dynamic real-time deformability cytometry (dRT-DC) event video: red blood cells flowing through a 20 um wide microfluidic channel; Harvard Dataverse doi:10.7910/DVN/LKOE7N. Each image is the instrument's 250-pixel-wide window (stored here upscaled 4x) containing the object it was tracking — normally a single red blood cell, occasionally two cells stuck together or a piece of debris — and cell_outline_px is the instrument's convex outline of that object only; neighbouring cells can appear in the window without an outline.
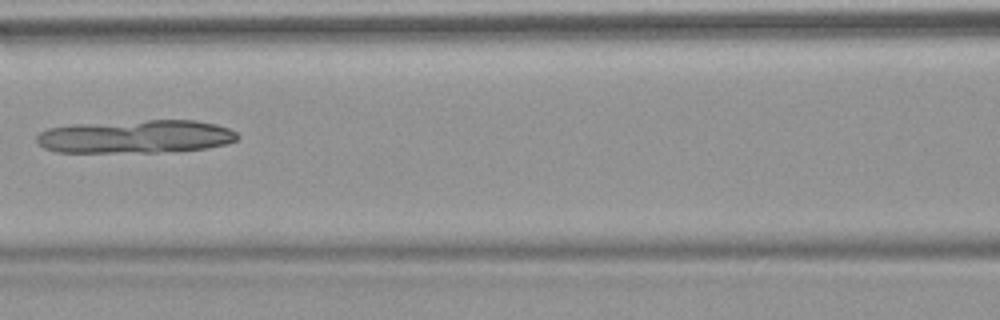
{"species": "common noctule bat (a hibernating species)", "species_latin": "Nyctalus noctula", "temperature_condition": "warm", "stored_images_in_passage": 7, "camera_frame_rate_fps": 3000, "um_per_image_px": 0.085, "animal": {"sex": "female", "body_mass_g": 18.4}, "frame": {"image": 1, "passage_image": 7, "time_ms": 7.333, "image_size_px": [1000, 320], "cell_outline_px": [[240, 136], [236, 140], [228, 144], [208, 148], [156, 152], [56, 152], [44, 148], [36, 140], [36, 136], [40, 132], [48, 128], [72, 124], [148, 120], [196, 120], [216, 124], [228, 128], [236, 132]], "centroid_in_image_um": [11.55, 11.6], "position_along_channel_um": 155.0, "area_um2": 39.02}}